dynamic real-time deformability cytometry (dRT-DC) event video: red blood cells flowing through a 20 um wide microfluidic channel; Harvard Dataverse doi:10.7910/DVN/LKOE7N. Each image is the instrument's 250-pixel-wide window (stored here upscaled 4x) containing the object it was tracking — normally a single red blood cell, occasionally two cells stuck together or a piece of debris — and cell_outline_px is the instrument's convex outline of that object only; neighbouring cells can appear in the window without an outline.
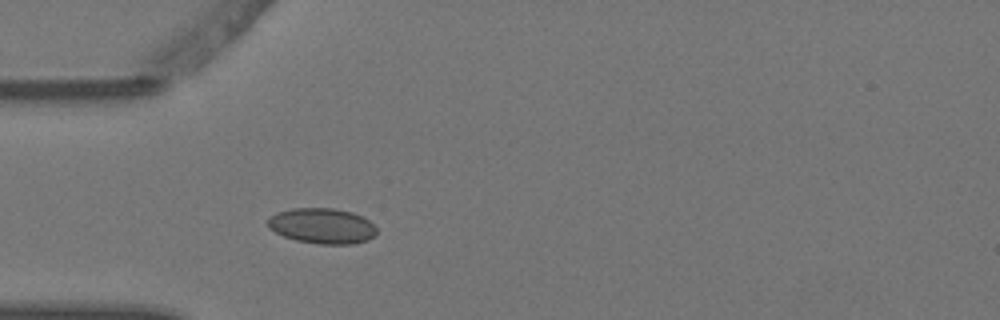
{"species": "Egyptian fruit bat (a non-hibernating species)", "species_latin": "Rousettus aegyptiacus", "temperature_condition": "warm", "stored_images_in_passage": 3, "camera_frame_rate_fps": 3000, "um_per_image_px": 0.085, "animal": {"sex": "female"}, "frame": {"image": 1, "passage_image": 3, "time_ms": 0.667, "image_size_px": [1000, 320], "cell_outline_px": [[376, 236], [368, 240], [352, 244], [320, 244], [296, 240], [284, 236], [268, 228], [268, 220], [276, 212], [292, 208], [332, 208], [352, 212], [364, 216], [376, 228]], "centroid_in_image_um": [27.4, 19.2], "position_along_channel_um": 57.6, "area_um2": 22.54}}